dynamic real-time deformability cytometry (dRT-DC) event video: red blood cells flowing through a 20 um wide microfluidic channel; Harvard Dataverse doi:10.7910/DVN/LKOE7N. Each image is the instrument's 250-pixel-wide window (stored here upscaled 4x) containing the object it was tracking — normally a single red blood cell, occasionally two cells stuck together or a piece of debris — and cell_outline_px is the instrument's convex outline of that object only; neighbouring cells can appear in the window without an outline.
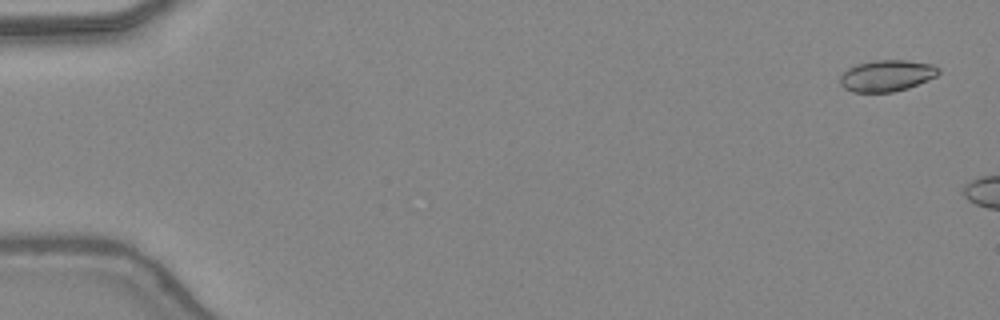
{"species": "common noctule bat (a hibernating species)", "species_latin": "Nyctalus noctula", "temperature_condition": "warm", "stored_images_in_passage": 6, "camera_frame_rate_fps": 3000, "um_per_image_px": 0.085, "animal": {"sex": "female", "body_mass_g": 24.6, "forearm_length_mm": 56.2}, "frame": {"image": 1, "passage_image": 2, "time_ms": 0.333, "image_size_px": [1000, 320], "cell_outline_px": [[940, 72], [936, 76], [928, 80], [908, 88], [892, 92], [852, 92], [844, 88], [840, 84], [840, 76], [848, 68], [856, 64], [872, 60], [908, 60], [932, 64], [940, 68]], "centroid_in_image_um": [75.37, 6.42], "position_along_channel_um": 9.6, "area_um2": 18.15}}